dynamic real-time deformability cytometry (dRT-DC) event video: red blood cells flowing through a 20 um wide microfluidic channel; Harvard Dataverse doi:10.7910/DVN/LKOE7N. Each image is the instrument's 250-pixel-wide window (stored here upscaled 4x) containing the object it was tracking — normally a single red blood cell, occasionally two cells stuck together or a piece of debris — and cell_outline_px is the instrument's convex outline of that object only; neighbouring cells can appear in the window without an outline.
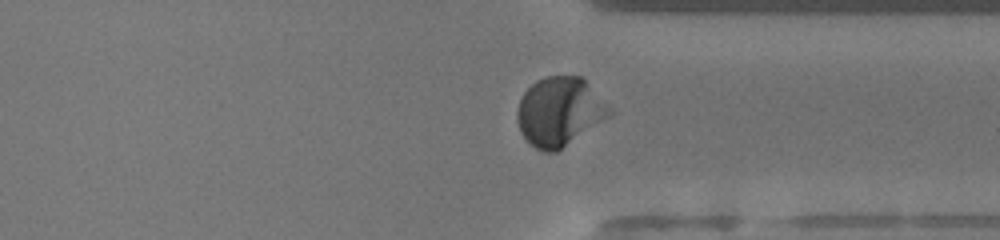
{"species": "human", "species_latin": "Homo sapiens", "temperature_condition": "warm", "stored_images_in_passage": 48, "camera_frame_rate_fps": 3000, "um_per_image_px": 0.085, "donor": {"sex": "female"}, "frame": {"image": 1, "passage_image": 36, "time_ms": 11.667, "image_size_px": [1000, 240], "cell_outline_px": [[608, 116], [556, 152], [544, 152], [536, 148], [520, 132], [516, 116], [516, 112], [520, 100], [524, 92], [536, 80], [548, 76], [584, 76], [608, 108]], "centroid_in_image_um": [47.49, 9.46], "position_along_channel_um": 363.9, "area_um2": 36.18}}
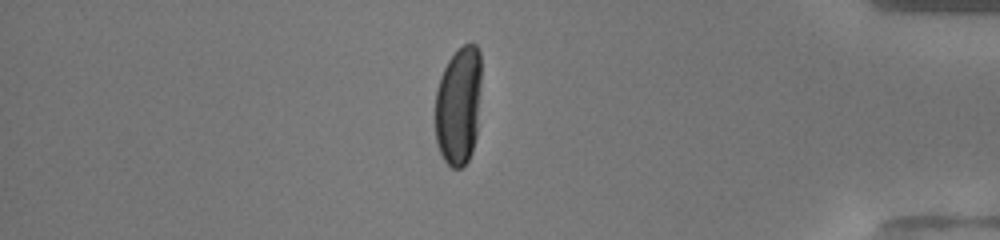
{"frame": {"image": 2, "passage_image": 41, "time_ms": 13.333, "image_size_px": [1000, 240], "cell_outline_px": [[480, 88], [476, 136], [472, 152], [468, 160], [460, 168], [452, 168], [444, 160], [436, 144], [436, 92], [440, 76], [448, 60], [464, 44], [476, 44], [480, 52]], "centroid_in_image_um": [38.97, 8.99], "position_along_channel_um": 396.2, "area_um2": 31.79}}
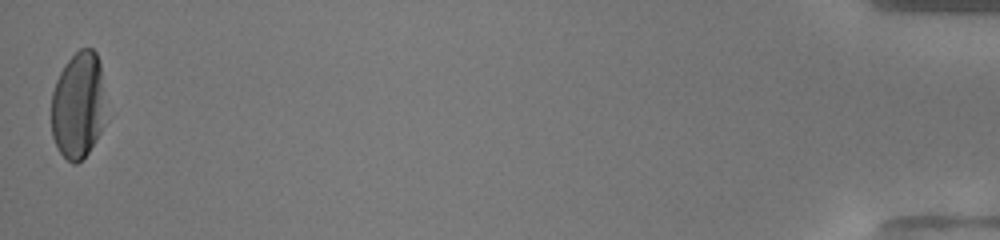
{"frame": {"image": 3, "passage_image": 48, "time_ms": 15.667, "image_size_px": [1000, 240], "cell_outline_px": [[100, 132], [88, 152], [76, 164], [72, 164], [60, 152], [52, 136], [52, 92], [56, 80], [64, 64], [80, 48], [92, 48], [96, 52], [100, 64]], "centroid_in_image_um": [6.55, 8.94], "position_along_channel_um": 428.6, "area_um2": 32.37}, "authors_computed_cell_mechanics": {"area_um2": 35.8938, "velocity_mm_per_s": 4.1699, "shape_relaxation_time_tau1_ms": 2.0612, "shape_relaxation_time_tau2_ms": null, "deformation_change_tau1": 0.1397, "deformation_change_tau2": null}}